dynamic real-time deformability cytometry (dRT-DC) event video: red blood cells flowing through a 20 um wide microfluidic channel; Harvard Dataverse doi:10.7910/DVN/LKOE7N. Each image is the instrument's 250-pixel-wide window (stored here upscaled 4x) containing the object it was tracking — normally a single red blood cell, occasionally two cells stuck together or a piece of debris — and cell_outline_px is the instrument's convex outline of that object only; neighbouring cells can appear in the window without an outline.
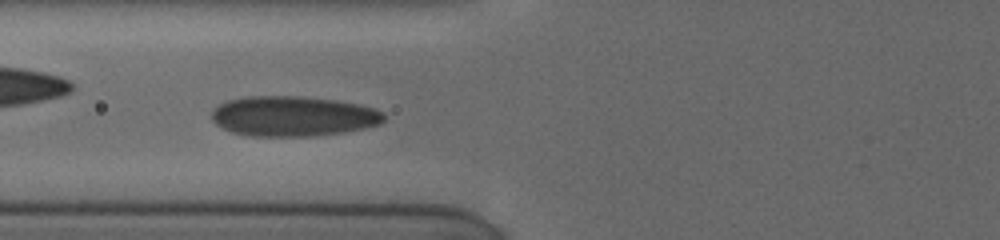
{"species": "human", "species_latin": "Homo sapiens", "temperature_condition": "cold", "stored_images_in_passage": 71, "camera_frame_rate_fps": 3000, "um_per_image_px": 0.085, "donor": {"sex": "female"}, "frame": {"image": 1, "passage_image": 19, "time_ms": 5.0, "image_size_px": [1000, 240], "cell_outline_px": [[384, 120], [380, 124], [364, 128], [344, 132], [308, 136], [252, 136], [232, 132], [216, 124], [212, 120], [212, 108], [228, 100], [244, 96], [300, 96], [336, 100], [360, 104], [384, 112]], "centroid_in_image_um": [24.9, 9.87], "position_along_channel_um": 100.9, "area_um2": 40.34}}
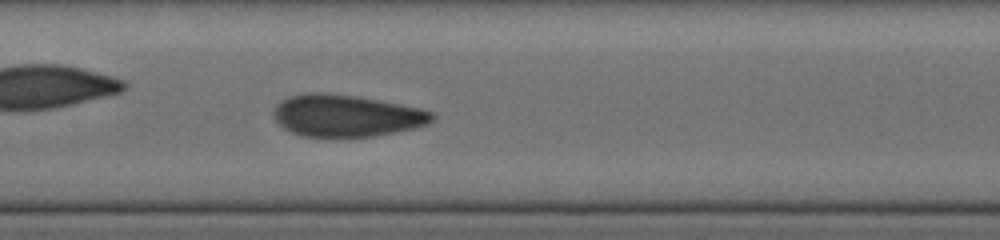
{"frame": {"image": 2, "passage_image": 25, "time_ms": 7.0, "image_size_px": [1000, 240], "cell_outline_px": [[436, 116], [428, 124], [416, 128], [396, 132], [372, 136], [304, 136], [292, 132], [284, 128], [276, 120], [276, 104], [288, 96], [308, 92], [320, 92], [352, 96], [400, 104], [420, 108], [436, 112]], "centroid_in_image_um": [29.49, 9.83], "position_along_channel_um": 177.9, "area_um2": 38.32}}
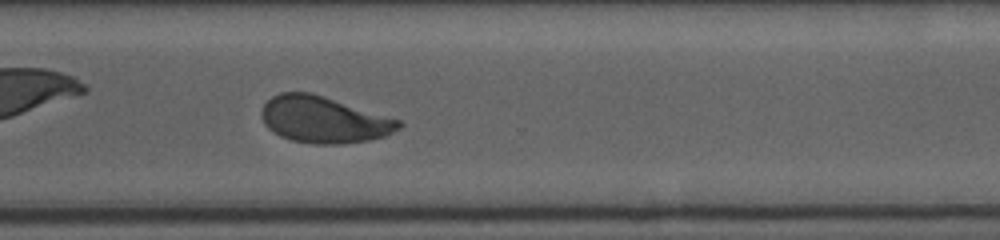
{"frame": {"image": 3, "passage_image": 44, "time_ms": 11.333, "image_size_px": [1000, 240], "cell_outline_px": [[404, 124], [400, 128], [384, 136], [368, 140], [340, 144], [316, 144], [292, 140], [280, 136], [268, 128], [264, 124], [260, 112], [264, 104], [272, 96], [280, 92], [308, 92], [400, 120]], "centroid_in_image_um": [27.48, 10.18], "position_along_channel_um": 343.1, "area_um2": 36.7}, "authors_computed_cell_mechanics": {"area_um2": 37.3966, "velocity_mm_per_s": 3.8335, "shape_relaxation_time_tau1_ms": 5.7127, "shape_relaxation_time_tau2_ms": 0.6972, "deformation_change_tau1": 0.1791, "deformation_change_tau2": 0.0707}}